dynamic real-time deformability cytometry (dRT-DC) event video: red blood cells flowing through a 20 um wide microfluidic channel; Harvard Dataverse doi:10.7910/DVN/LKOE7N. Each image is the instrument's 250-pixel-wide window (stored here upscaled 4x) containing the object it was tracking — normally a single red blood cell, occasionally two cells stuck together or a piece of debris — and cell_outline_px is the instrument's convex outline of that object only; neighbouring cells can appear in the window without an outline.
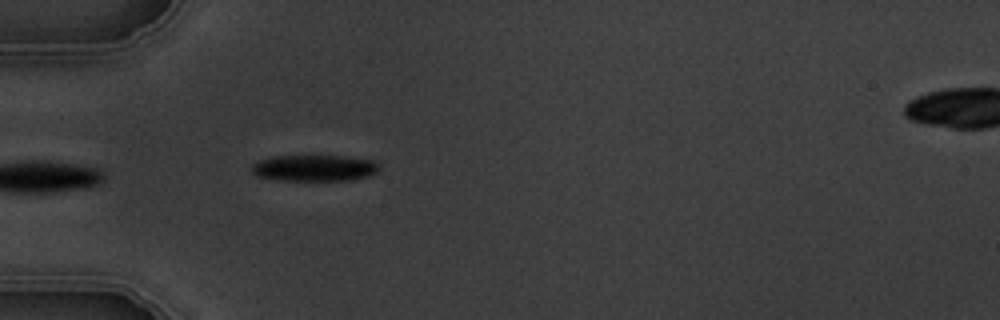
{"species": "common noctule bat (a hibernating species)", "species_latin": "Nyctalus noctula", "temperature_condition": "warm", "stored_images_in_passage": 5, "camera_frame_rate_fps": 3000, "um_per_image_px": 0.085, "animal": {"sex": "male", "body_mass_g": 19.5, "forearm_length_mm": 54.6}, "frame": {"image": 1, "passage_image": 5, "time_ms": 5.333, "image_size_px": [1000, 320], "cell_outline_px": [[380, 168], [376, 172], [368, 176], [352, 180], [280, 180], [256, 176], [252, 172], [252, 164], [260, 160], [276, 156], [344, 156], [372, 160], [380, 164]], "centroid_in_image_um": [26.74, 14.28], "position_along_channel_um": 58.3, "area_um2": 19.48}}